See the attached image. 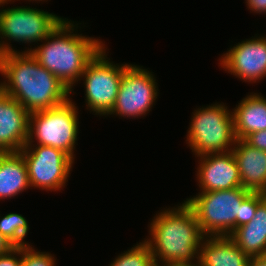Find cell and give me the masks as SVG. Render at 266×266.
<instances>
[{"instance_id": "obj_1", "label": "cell", "mask_w": 266, "mask_h": 266, "mask_svg": "<svg viewBox=\"0 0 266 266\" xmlns=\"http://www.w3.org/2000/svg\"><path fill=\"white\" fill-rule=\"evenodd\" d=\"M0 89L29 113L50 109L71 98V91L30 52L0 54Z\"/></svg>"}, {"instance_id": "obj_2", "label": "cell", "mask_w": 266, "mask_h": 266, "mask_svg": "<svg viewBox=\"0 0 266 266\" xmlns=\"http://www.w3.org/2000/svg\"><path fill=\"white\" fill-rule=\"evenodd\" d=\"M84 21L64 18L30 52L40 65L52 72L75 95V87L89 62L106 45L100 37L83 35ZM82 26V27H81Z\"/></svg>"}, {"instance_id": "obj_3", "label": "cell", "mask_w": 266, "mask_h": 266, "mask_svg": "<svg viewBox=\"0 0 266 266\" xmlns=\"http://www.w3.org/2000/svg\"><path fill=\"white\" fill-rule=\"evenodd\" d=\"M162 209L153 215L147 226L148 236L143 238L156 266L199 261L200 244L205 236L193 210L184 200Z\"/></svg>"}, {"instance_id": "obj_4", "label": "cell", "mask_w": 266, "mask_h": 266, "mask_svg": "<svg viewBox=\"0 0 266 266\" xmlns=\"http://www.w3.org/2000/svg\"><path fill=\"white\" fill-rule=\"evenodd\" d=\"M9 3L14 4L10 0L0 3V54L20 52L12 46L14 42L28 46L21 52H31L65 18L37 6L34 8L30 3L11 7Z\"/></svg>"}, {"instance_id": "obj_5", "label": "cell", "mask_w": 266, "mask_h": 266, "mask_svg": "<svg viewBox=\"0 0 266 266\" xmlns=\"http://www.w3.org/2000/svg\"><path fill=\"white\" fill-rule=\"evenodd\" d=\"M188 126L187 148L194 157L232 151L236 137L232 109L224 102L194 108Z\"/></svg>"}, {"instance_id": "obj_6", "label": "cell", "mask_w": 266, "mask_h": 266, "mask_svg": "<svg viewBox=\"0 0 266 266\" xmlns=\"http://www.w3.org/2000/svg\"><path fill=\"white\" fill-rule=\"evenodd\" d=\"M73 97L59 106L30 113L28 140L25 145L58 148L75 160L80 115Z\"/></svg>"}, {"instance_id": "obj_7", "label": "cell", "mask_w": 266, "mask_h": 266, "mask_svg": "<svg viewBox=\"0 0 266 266\" xmlns=\"http://www.w3.org/2000/svg\"><path fill=\"white\" fill-rule=\"evenodd\" d=\"M250 193L237 187L198 192L184 201L193 210L204 236H229L236 228L241 202Z\"/></svg>"}, {"instance_id": "obj_8", "label": "cell", "mask_w": 266, "mask_h": 266, "mask_svg": "<svg viewBox=\"0 0 266 266\" xmlns=\"http://www.w3.org/2000/svg\"><path fill=\"white\" fill-rule=\"evenodd\" d=\"M108 50V51H107ZM107 44L89 62L81 75L83 81L85 110L97 117H106L116 101L124 69L130 63H116L109 56Z\"/></svg>"}, {"instance_id": "obj_9", "label": "cell", "mask_w": 266, "mask_h": 266, "mask_svg": "<svg viewBox=\"0 0 266 266\" xmlns=\"http://www.w3.org/2000/svg\"><path fill=\"white\" fill-rule=\"evenodd\" d=\"M148 69L135 63L124 69L115 104L106 118L144 119L149 115L160 93L156 75Z\"/></svg>"}, {"instance_id": "obj_10", "label": "cell", "mask_w": 266, "mask_h": 266, "mask_svg": "<svg viewBox=\"0 0 266 266\" xmlns=\"http://www.w3.org/2000/svg\"><path fill=\"white\" fill-rule=\"evenodd\" d=\"M20 153L28 168L31 190L62 193L75 164L72 157L58 148L44 145H24Z\"/></svg>"}, {"instance_id": "obj_11", "label": "cell", "mask_w": 266, "mask_h": 266, "mask_svg": "<svg viewBox=\"0 0 266 266\" xmlns=\"http://www.w3.org/2000/svg\"><path fill=\"white\" fill-rule=\"evenodd\" d=\"M224 52L217 63L225 73L252 85L266 79V34L235 42Z\"/></svg>"}, {"instance_id": "obj_12", "label": "cell", "mask_w": 266, "mask_h": 266, "mask_svg": "<svg viewBox=\"0 0 266 266\" xmlns=\"http://www.w3.org/2000/svg\"><path fill=\"white\" fill-rule=\"evenodd\" d=\"M195 174L199 192L229 190L242 187L233 152L211 153L195 157Z\"/></svg>"}, {"instance_id": "obj_13", "label": "cell", "mask_w": 266, "mask_h": 266, "mask_svg": "<svg viewBox=\"0 0 266 266\" xmlns=\"http://www.w3.org/2000/svg\"><path fill=\"white\" fill-rule=\"evenodd\" d=\"M30 113L0 89V153L20 152L28 140Z\"/></svg>"}, {"instance_id": "obj_14", "label": "cell", "mask_w": 266, "mask_h": 266, "mask_svg": "<svg viewBox=\"0 0 266 266\" xmlns=\"http://www.w3.org/2000/svg\"><path fill=\"white\" fill-rule=\"evenodd\" d=\"M242 187L250 192L266 193V151L236 139L232 148Z\"/></svg>"}, {"instance_id": "obj_15", "label": "cell", "mask_w": 266, "mask_h": 266, "mask_svg": "<svg viewBox=\"0 0 266 266\" xmlns=\"http://www.w3.org/2000/svg\"><path fill=\"white\" fill-rule=\"evenodd\" d=\"M236 139H245L249 134L266 130V96L260 92H248L232 108Z\"/></svg>"}, {"instance_id": "obj_16", "label": "cell", "mask_w": 266, "mask_h": 266, "mask_svg": "<svg viewBox=\"0 0 266 266\" xmlns=\"http://www.w3.org/2000/svg\"><path fill=\"white\" fill-rule=\"evenodd\" d=\"M249 259L229 236H205L200 244L201 266H248Z\"/></svg>"}, {"instance_id": "obj_17", "label": "cell", "mask_w": 266, "mask_h": 266, "mask_svg": "<svg viewBox=\"0 0 266 266\" xmlns=\"http://www.w3.org/2000/svg\"><path fill=\"white\" fill-rule=\"evenodd\" d=\"M31 190L28 168L20 152L0 153V202Z\"/></svg>"}, {"instance_id": "obj_18", "label": "cell", "mask_w": 266, "mask_h": 266, "mask_svg": "<svg viewBox=\"0 0 266 266\" xmlns=\"http://www.w3.org/2000/svg\"><path fill=\"white\" fill-rule=\"evenodd\" d=\"M229 237L249 258L266 255V198L257 206L253 219L235 228Z\"/></svg>"}, {"instance_id": "obj_19", "label": "cell", "mask_w": 266, "mask_h": 266, "mask_svg": "<svg viewBox=\"0 0 266 266\" xmlns=\"http://www.w3.org/2000/svg\"><path fill=\"white\" fill-rule=\"evenodd\" d=\"M3 215L0 214V233L15 247L31 245V242L25 241L30 230L27 218L15 212Z\"/></svg>"}, {"instance_id": "obj_20", "label": "cell", "mask_w": 266, "mask_h": 266, "mask_svg": "<svg viewBox=\"0 0 266 266\" xmlns=\"http://www.w3.org/2000/svg\"><path fill=\"white\" fill-rule=\"evenodd\" d=\"M109 266H156L147 243L142 239L133 247L117 254Z\"/></svg>"}, {"instance_id": "obj_21", "label": "cell", "mask_w": 266, "mask_h": 266, "mask_svg": "<svg viewBox=\"0 0 266 266\" xmlns=\"http://www.w3.org/2000/svg\"><path fill=\"white\" fill-rule=\"evenodd\" d=\"M56 255L36 249L34 245L22 247L21 266H56Z\"/></svg>"}, {"instance_id": "obj_22", "label": "cell", "mask_w": 266, "mask_h": 266, "mask_svg": "<svg viewBox=\"0 0 266 266\" xmlns=\"http://www.w3.org/2000/svg\"><path fill=\"white\" fill-rule=\"evenodd\" d=\"M266 198L264 193L251 192L240 205L239 216L236 218V228L249 223L255 216L257 206Z\"/></svg>"}, {"instance_id": "obj_23", "label": "cell", "mask_w": 266, "mask_h": 266, "mask_svg": "<svg viewBox=\"0 0 266 266\" xmlns=\"http://www.w3.org/2000/svg\"><path fill=\"white\" fill-rule=\"evenodd\" d=\"M22 247H15L10 252L0 255V266H21Z\"/></svg>"}, {"instance_id": "obj_24", "label": "cell", "mask_w": 266, "mask_h": 266, "mask_svg": "<svg viewBox=\"0 0 266 266\" xmlns=\"http://www.w3.org/2000/svg\"><path fill=\"white\" fill-rule=\"evenodd\" d=\"M249 145L266 151V130H260L249 134L244 139Z\"/></svg>"}, {"instance_id": "obj_25", "label": "cell", "mask_w": 266, "mask_h": 266, "mask_svg": "<svg viewBox=\"0 0 266 266\" xmlns=\"http://www.w3.org/2000/svg\"><path fill=\"white\" fill-rule=\"evenodd\" d=\"M245 4L250 13L266 15V0H245Z\"/></svg>"}, {"instance_id": "obj_26", "label": "cell", "mask_w": 266, "mask_h": 266, "mask_svg": "<svg viewBox=\"0 0 266 266\" xmlns=\"http://www.w3.org/2000/svg\"><path fill=\"white\" fill-rule=\"evenodd\" d=\"M15 246L0 233V255L10 252Z\"/></svg>"}, {"instance_id": "obj_27", "label": "cell", "mask_w": 266, "mask_h": 266, "mask_svg": "<svg viewBox=\"0 0 266 266\" xmlns=\"http://www.w3.org/2000/svg\"><path fill=\"white\" fill-rule=\"evenodd\" d=\"M248 266H266V255L251 257Z\"/></svg>"}, {"instance_id": "obj_28", "label": "cell", "mask_w": 266, "mask_h": 266, "mask_svg": "<svg viewBox=\"0 0 266 266\" xmlns=\"http://www.w3.org/2000/svg\"><path fill=\"white\" fill-rule=\"evenodd\" d=\"M164 266H201L199 261L193 263H178V264H167Z\"/></svg>"}, {"instance_id": "obj_29", "label": "cell", "mask_w": 266, "mask_h": 266, "mask_svg": "<svg viewBox=\"0 0 266 266\" xmlns=\"http://www.w3.org/2000/svg\"><path fill=\"white\" fill-rule=\"evenodd\" d=\"M10 1H12L13 3H15V2H17V1H20V0H10ZM21 1H23V2H26L25 4H29V3H41V4H43L44 2L46 3V2H48V0H21ZM28 2V3H27Z\"/></svg>"}]
</instances>
